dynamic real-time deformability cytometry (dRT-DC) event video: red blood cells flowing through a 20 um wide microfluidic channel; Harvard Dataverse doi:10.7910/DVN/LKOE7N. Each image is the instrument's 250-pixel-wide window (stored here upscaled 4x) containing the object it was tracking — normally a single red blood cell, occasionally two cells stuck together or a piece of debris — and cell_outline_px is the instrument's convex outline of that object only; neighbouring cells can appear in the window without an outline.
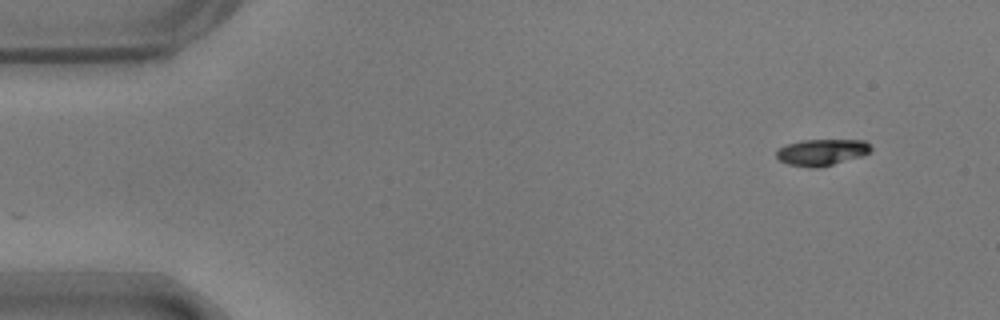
{"species": "common noctule bat (a hibernating species)", "species_latin": "Nyctalus noctula", "temperature_condition": "warm", "stored_images_in_passage": 51, "camera_frame_rate_fps": 3000, "um_per_image_px": 0.085, "animal": {"sex": "male", "body_mass_g": 17.9}, "frame": {"image": 1, "passage_image": 1, "time_ms": 0.0, "image_size_px": [1000, 320], "cell_outline_px": [[872, 152], [860, 156], [820, 168], [808, 168], [788, 164], [780, 160], [776, 156], [776, 152], [780, 148], [788, 144], [800, 140], [864, 140], [872, 148]], "centroid_in_image_um": [69.85, 12.95], "position_along_channel_um": 15.1, "area_um2": 14.51}}
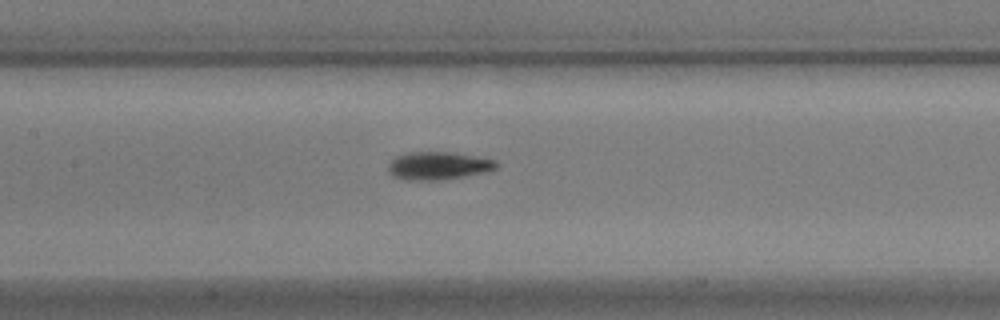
{"frame": {"image": 2, "passage_image": 22, "time_ms": 7.0, "image_size_px": [1000, 320], "cell_outline_px": [[500, 164], [496, 168], [484, 172], [464, 176], [440, 180], [408, 180], [392, 176], [388, 172], [388, 164], [396, 156], [408, 152], [452, 152], [496, 160]], "centroid_in_image_um": [37.24, 14.08], "position_along_channel_um": 170.2, "area_um2": 17.57}}
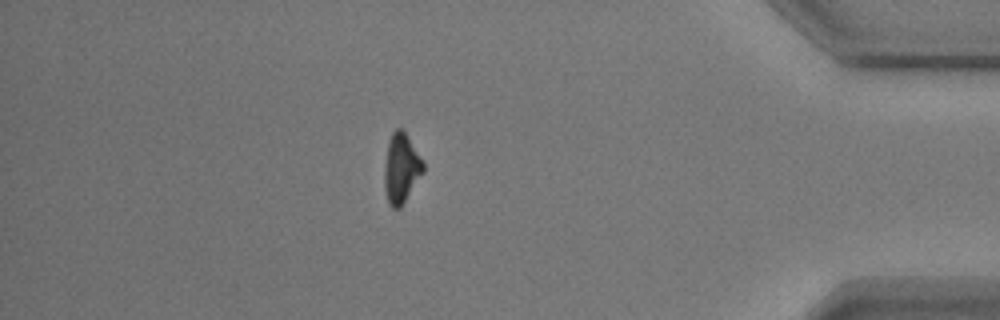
{"frame": {"image": 3, "passage_image": 44, "time_ms": 14.333, "image_size_px": [1000, 320], "cell_outline_px": [[424, 172], [400, 208], [392, 208], [388, 204], [384, 188], [384, 168], [388, 140], [392, 132], [396, 128], [400, 128], [404, 132], [424, 164]], "centroid_in_image_um": [34.07, 14.34], "position_along_channel_um": 401.1, "area_um2": 15.61}, "authors_computed_cell_mechanics": {"area_um2": 15.8372, "velocity_mm_per_s": 3.7016, "shape_relaxation_time_tau1_ms": 2.8498, "shape_relaxation_time_tau2_ms": 4.8279, "deformation_change_tau1": 0.1253, "deformation_change_tau2": 0.118}}